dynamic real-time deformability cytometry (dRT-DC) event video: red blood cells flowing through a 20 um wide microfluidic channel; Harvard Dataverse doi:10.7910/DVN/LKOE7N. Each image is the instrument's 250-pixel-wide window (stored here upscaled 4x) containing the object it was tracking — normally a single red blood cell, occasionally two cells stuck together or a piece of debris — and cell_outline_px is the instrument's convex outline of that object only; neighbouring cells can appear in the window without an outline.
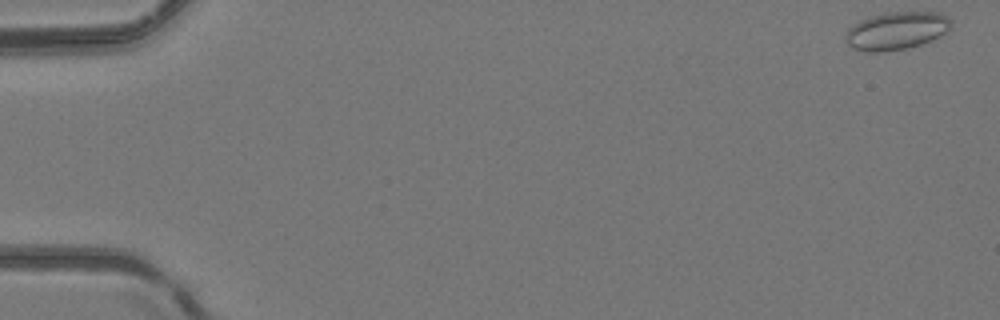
{"species": "common noctule bat (a hibernating species)", "species_latin": "Nyctalus noctula", "temperature_condition": "room temperature", "stored_images_in_passage": 5, "camera_frame_rate_fps": 3000, "um_per_image_px": 0.085, "animal": {"sex": "female", "body_mass_g": 24.6, "forearm_length_mm": 56.2}, "frame": {"image": 1, "passage_image": 1, "time_ms": 0.0, "image_size_px": [1000, 320], "cell_outline_px": [[952, 28], [940, 36], [932, 40], [908, 48], [880, 52], [864, 52], [852, 48], [848, 44], [844, 36], [844, 32], [852, 24], [868, 16], [888, 12], [940, 12], [948, 16], [952, 20]], "centroid_in_image_um": [76.19, 2.61], "position_along_channel_um": 8.8, "area_um2": 23.76}}